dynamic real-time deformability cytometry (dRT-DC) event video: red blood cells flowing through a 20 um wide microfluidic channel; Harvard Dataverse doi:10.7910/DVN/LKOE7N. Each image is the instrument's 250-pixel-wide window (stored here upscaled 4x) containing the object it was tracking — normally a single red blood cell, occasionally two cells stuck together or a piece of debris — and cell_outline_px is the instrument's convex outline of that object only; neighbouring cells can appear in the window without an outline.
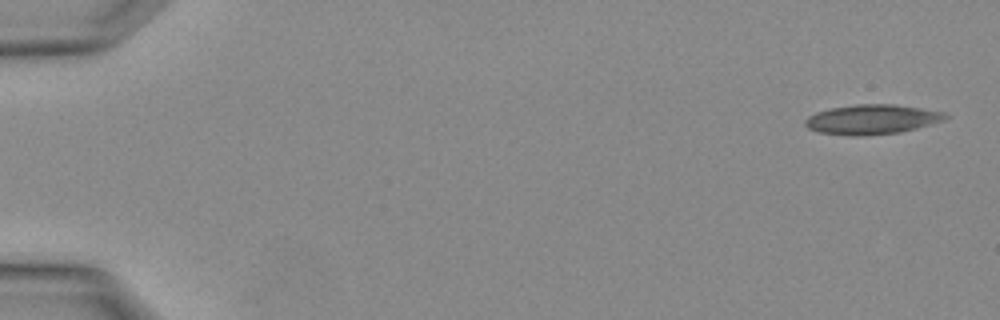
{"species": "Egyptian fruit bat (a non-hibernating species)", "species_latin": "Rousettus aegyptiacus", "temperature_condition": "warm", "stored_images_in_passage": 3, "camera_frame_rate_fps": 3000, "um_per_image_px": 0.085, "animal": {"sex": "female"}, "frame": {"image": 1, "passage_image": 1, "time_ms": 0.0, "image_size_px": [1000, 320], "cell_outline_px": [[948, 116], [944, 120], [916, 128], [900, 132], [864, 136], [848, 136], [820, 132], [808, 128], [804, 124], [804, 120], [808, 116], [816, 112], [832, 108], [856, 104], [896, 104], [944, 112]], "centroid_in_image_um": [74.09, 10.15], "position_along_channel_um": 10.9, "area_um2": 24.22}}